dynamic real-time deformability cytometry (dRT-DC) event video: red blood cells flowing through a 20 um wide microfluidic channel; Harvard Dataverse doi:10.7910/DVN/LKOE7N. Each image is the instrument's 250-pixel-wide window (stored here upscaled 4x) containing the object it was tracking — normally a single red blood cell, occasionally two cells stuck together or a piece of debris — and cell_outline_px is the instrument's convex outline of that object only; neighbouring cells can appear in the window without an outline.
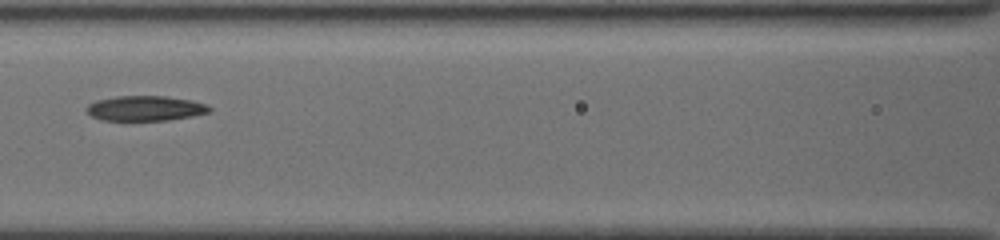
{"species": "common noctule bat (a hibernating species)", "species_latin": "Nyctalus noctula", "temperature_condition": "cold", "stored_images_in_passage": 6, "camera_frame_rate_fps": 3000, "um_per_image_px": 0.085, "animal": {"sex": "female", "body_mass_g": 19.5, "forearm_length_mm": 54.1}, "frame": {"image": 1, "passage_image": 4, "time_ms": 3.0, "image_size_px": [1000, 240], "cell_outline_px": [[212, 112], [192, 116], [168, 120], [100, 120], [92, 116], [84, 108], [88, 104], [96, 100], [116, 96], [168, 96], [192, 100], [208, 104], [212, 108]], "centroid_in_image_um": [12.38, 9.2], "position_along_channel_um": 154.2, "area_um2": 18.15}}
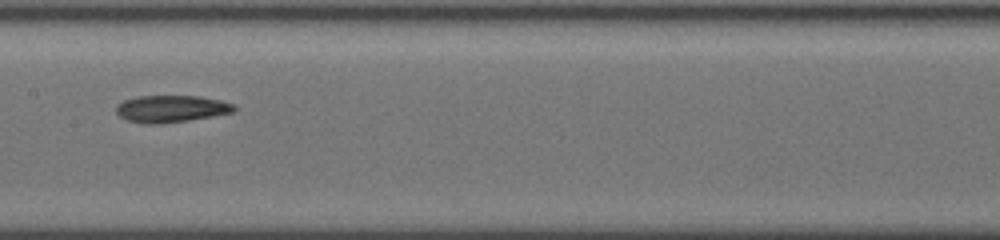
{"frame": {"image": 2, "passage_image": 5, "time_ms": 4.0, "image_size_px": [1000, 240], "cell_outline_px": [[236, 112], [188, 120], [156, 124], [144, 124], [128, 120], [120, 116], [116, 112], [116, 104], [124, 100], [136, 96], [200, 96], [220, 100], [236, 104]], "centroid_in_image_um": [14.57, 9.24], "position_along_channel_um": 192.8, "area_um2": 18.67}}